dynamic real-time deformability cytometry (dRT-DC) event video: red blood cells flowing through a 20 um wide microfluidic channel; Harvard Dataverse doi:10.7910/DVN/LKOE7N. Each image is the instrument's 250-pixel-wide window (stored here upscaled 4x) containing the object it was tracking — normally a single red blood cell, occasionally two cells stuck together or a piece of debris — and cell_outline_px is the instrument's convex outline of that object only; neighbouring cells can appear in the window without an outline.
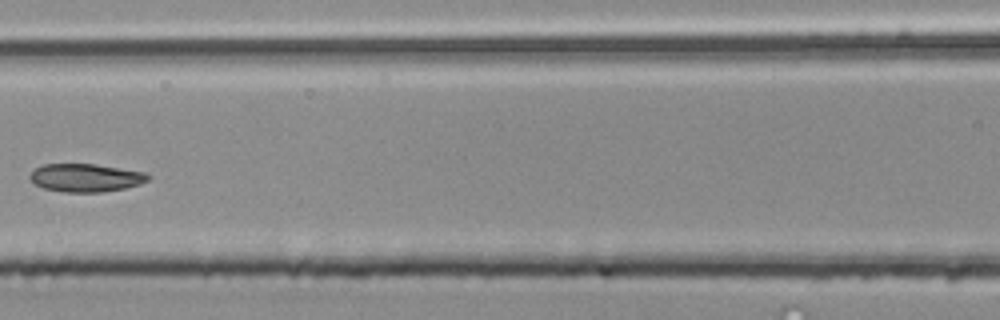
{"species": "common noctule bat (a hibernating species)", "species_latin": "Nyctalus noctula", "temperature_condition": "room temperature", "stored_images_in_passage": 5, "camera_frame_rate_fps": 3000, "um_per_image_px": 0.085, "animal": {"sex": "male", "body_mass_g": 20.4}, "frame": {"image": 1, "passage_image": 5, "time_ms": 1.333, "image_size_px": [1000, 320], "cell_outline_px": [[152, 176], [148, 180], [140, 184], [124, 188], [100, 192], [64, 192], [44, 188], [36, 184], [28, 176], [36, 168], [44, 164], [96, 164], [148, 172]], "centroid_in_image_um": [7.34, 15.1], "position_along_channel_um": 159.3, "area_um2": 19.36}}